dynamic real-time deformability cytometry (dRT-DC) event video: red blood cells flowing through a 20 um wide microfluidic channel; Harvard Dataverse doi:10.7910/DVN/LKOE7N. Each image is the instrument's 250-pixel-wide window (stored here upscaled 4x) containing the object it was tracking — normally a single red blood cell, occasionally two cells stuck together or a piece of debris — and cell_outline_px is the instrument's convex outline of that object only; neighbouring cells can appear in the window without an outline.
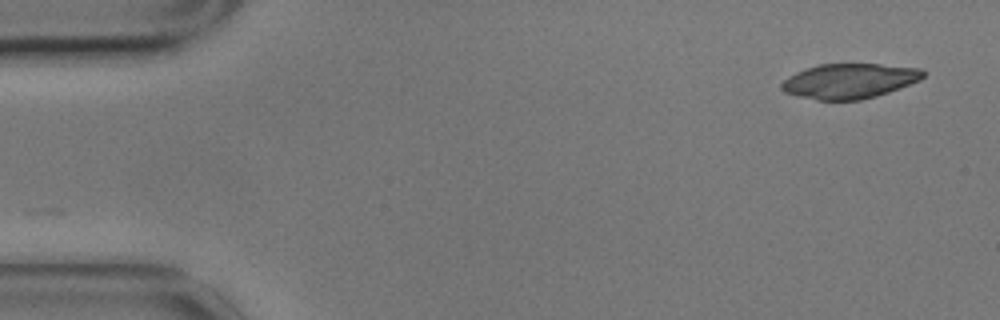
{"species": "common noctule bat (a hibernating species)", "species_latin": "Nyctalus noctula", "temperature_condition": "cold", "stored_images_in_passage": 54, "camera_frame_rate_fps": 3000, "um_per_image_px": 0.085, "animal": {"sex": "male", "body_mass_g": 17.9}, "frame": {"image": 1, "passage_image": 1, "time_ms": 0.0, "image_size_px": [1000, 320], "cell_outline_px": [[924, 76], [920, 80], [888, 92], [876, 96], [860, 100], [816, 100], [784, 92], [780, 88], [780, 84], [788, 76], [796, 72], [820, 64], [880, 64], [920, 68], [924, 72]], "centroid_in_image_um": [72.18, 6.88], "position_along_channel_um": 12.8, "area_um2": 28.67}}